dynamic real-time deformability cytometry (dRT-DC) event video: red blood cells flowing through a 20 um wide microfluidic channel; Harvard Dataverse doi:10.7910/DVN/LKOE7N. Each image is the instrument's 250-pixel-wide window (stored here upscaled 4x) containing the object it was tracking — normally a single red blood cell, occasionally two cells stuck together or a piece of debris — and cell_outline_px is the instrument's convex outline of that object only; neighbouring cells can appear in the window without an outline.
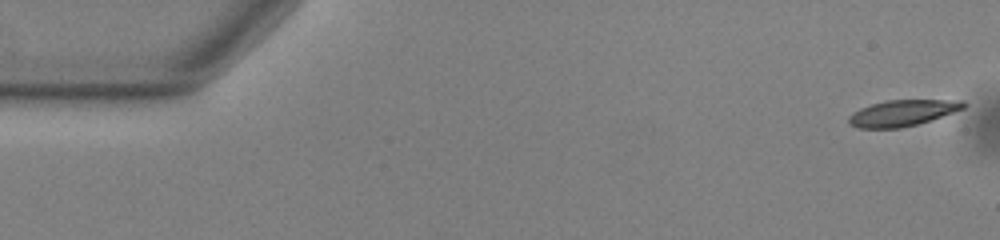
{"species": "common noctule bat (a hibernating species)", "species_latin": "Nyctalus noctula", "temperature_condition": "warm", "stored_images_in_passage": 54, "camera_frame_rate_fps": 3000, "um_per_image_px": 0.085, "animal": {"sex": "male", "body_mass_g": 13.0, "forearm_length_mm": 53.1}, "frame": {"image": 1, "passage_image": 1, "time_ms": 0.0, "image_size_px": [1000, 240], "cell_outline_px": [[968, 104], [964, 108], [932, 120], [900, 128], [856, 128], [848, 124], [848, 116], [852, 112], [860, 108], [872, 104], [888, 100], [964, 100]], "centroid_in_image_um": [76.7, 9.6], "position_along_channel_um": 8.3, "area_um2": 17.57}}
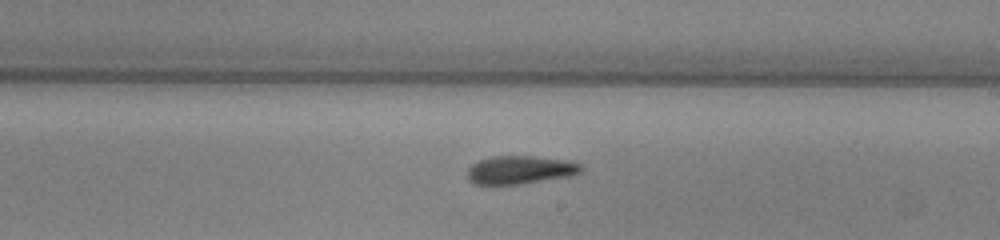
{"frame": {"image": 2, "passage_image": 31, "time_ms": 10.0, "image_size_px": [1000, 240], "cell_outline_px": [[584, 168], [580, 172], [572, 176], [520, 184], [476, 184], [468, 180], [468, 168], [472, 164], [480, 160], [492, 156], [532, 156], [564, 160], [580, 164]], "centroid_in_image_um": [44.21, 14.44], "position_along_channel_um": 244.8, "area_um2": 18.61}}
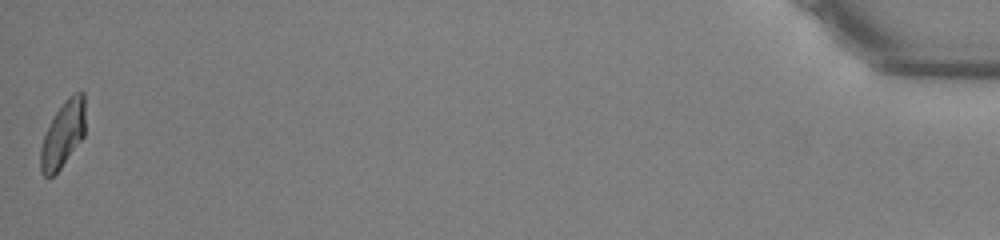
{"frame": {"image": 3, "passage_image": 54, "time_ms": 17.667, "image_size_px": [1000, 240], "cell_outline_px": [[84, 136], [60, 168], [48, 180], [40, 172], [40, 148], [44, 136], [56, 112], [64, 100], [72, 92], [80, 88], [84, 92]], "centroid_in_image_um": [5.35, 11.39], "position_along_channel_um": 429.9, "area_um2": 17.28}, "authors_computed_cell_mechanics": {"area_um2": 18.4093, "velocity_mm_per_s": 3.7502, "shape_relaxation_time_tau1_ms": 7.1901, "shape_relaxation_time_tau2_ms": 6.5027, "deformation_change_tau1": 0.1868, "deformation_change_tau2": 0.1581}}